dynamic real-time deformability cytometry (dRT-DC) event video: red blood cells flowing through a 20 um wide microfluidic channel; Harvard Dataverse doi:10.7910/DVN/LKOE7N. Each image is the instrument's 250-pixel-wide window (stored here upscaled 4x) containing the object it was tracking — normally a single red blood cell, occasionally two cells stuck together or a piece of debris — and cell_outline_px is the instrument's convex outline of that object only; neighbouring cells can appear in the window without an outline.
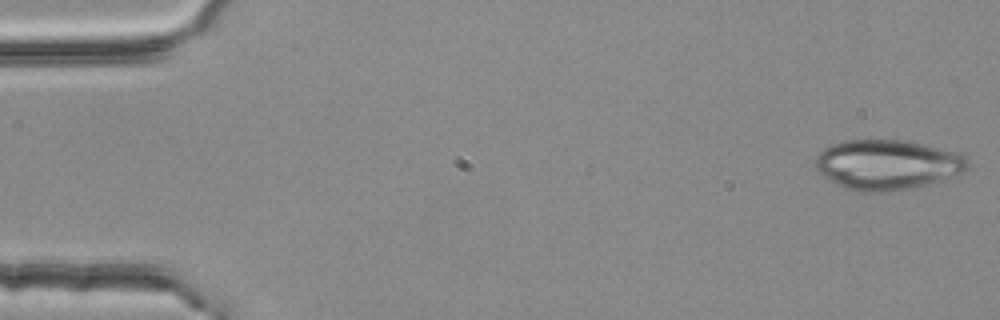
{"species": "common noctule bat (a hibernating species)", "species_latin": "Nyctalus noctula", "temperature_condition": "room temperature", "stored_images_in_passage": 14, "camera_frame_rate_fps": 3000, "um_per_image_px": 0.085, "animal": {"sex": "female", "body_mass_g": 25.1}, "frame": {"image": 1, "passage_image": 1, "time_ms": 0.0, "image_size_px": [1000, 320], "cell_outline_px": [[968, 168], [964, 172], [924, 184], [908, 188], [884, 192], [856, 192], [844, 188], [836, 184], [824, 176], [816, 168], [816, 156], [828, 144], [844, 140], [908, 140], [924, 144], [952, 152], [964, 156], [968, 160]], "centroid_in_image_um": [75.35, 13.99], "position_along_channel_um": 9.6, "area_um2": 43.99}}